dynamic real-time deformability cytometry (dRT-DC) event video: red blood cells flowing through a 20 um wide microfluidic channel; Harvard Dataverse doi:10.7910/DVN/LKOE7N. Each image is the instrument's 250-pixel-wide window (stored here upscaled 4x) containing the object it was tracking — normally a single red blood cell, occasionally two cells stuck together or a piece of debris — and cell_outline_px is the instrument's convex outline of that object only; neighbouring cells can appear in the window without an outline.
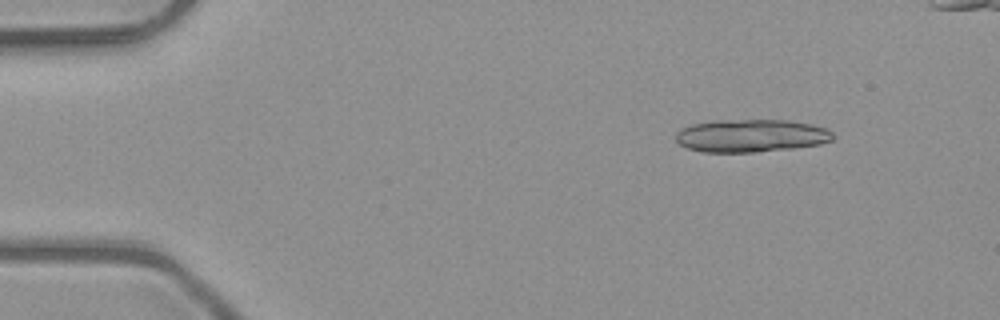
{"species": "common noctule bat (a hibernating species)", "species_latin": "Nyctalus noctula", "temperature_condition": "room temperature", "stored_images_in_passage": 4, "camera_frame_rate_fps": 3000, "um_per_image_px": 0.085, "animal": {"sex": "male", "body_mass_g": 23.1, "forearm_length_mm": 52.7}, "frame": {"image": 1, "passage_image": 1, "time_ms": 0.0, "image_size_px": [1000, 320], "cell_outline_px": [[832, 140], [820, 144], [792, 148], [756, 152], [704, 152], [688, 148], [680, 144], [676, 140], [676, 132], [680, 128], [692, 124], [712, 120], [788, 120], [812, 124], [828, 128], [832, 132]], "centroid_in_image_um": [63.83, 11.52], "position_along_channel_um": 21.2, "area_um2": 30.17}}